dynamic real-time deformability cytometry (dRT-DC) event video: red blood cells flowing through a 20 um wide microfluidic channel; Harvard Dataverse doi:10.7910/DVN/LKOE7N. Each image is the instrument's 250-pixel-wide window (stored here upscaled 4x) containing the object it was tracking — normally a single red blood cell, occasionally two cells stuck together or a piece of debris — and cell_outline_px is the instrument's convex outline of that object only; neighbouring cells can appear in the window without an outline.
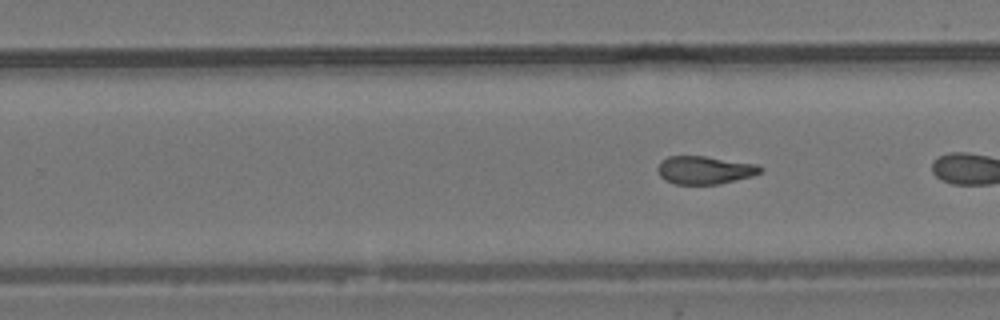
{"species": "common noctule bat (a hibernating species)", "species_latin": "Nyctalus noctula", "temperature_condition": "room temperature", "stored_images_in_passage": 10, "segment_of_instrument_passage": [2, 2], "camera_frame_rate_fps": 3000, "um_per_image_px": 0.085, "animal": {"sex": "male", "body_mass_g": 19.2, "forearm_length_mm": 51.8}, "frame": {"image": 1, "passage_image": 10, "time_ms": 3.0, "image_size_px": [1000, 320], "cell_outline_px": [[764, 168], [760, 172], [752, 176], [716, 184], [676, 184], [664, 180], [660, 176], [656, 168], [660, 160], [668, 156], [704, 156], [756, 164]], "centroid_in_image_um": [59.84, 14.45], "position_along_channel_um": 270.0, "area_um2": 16.7}}